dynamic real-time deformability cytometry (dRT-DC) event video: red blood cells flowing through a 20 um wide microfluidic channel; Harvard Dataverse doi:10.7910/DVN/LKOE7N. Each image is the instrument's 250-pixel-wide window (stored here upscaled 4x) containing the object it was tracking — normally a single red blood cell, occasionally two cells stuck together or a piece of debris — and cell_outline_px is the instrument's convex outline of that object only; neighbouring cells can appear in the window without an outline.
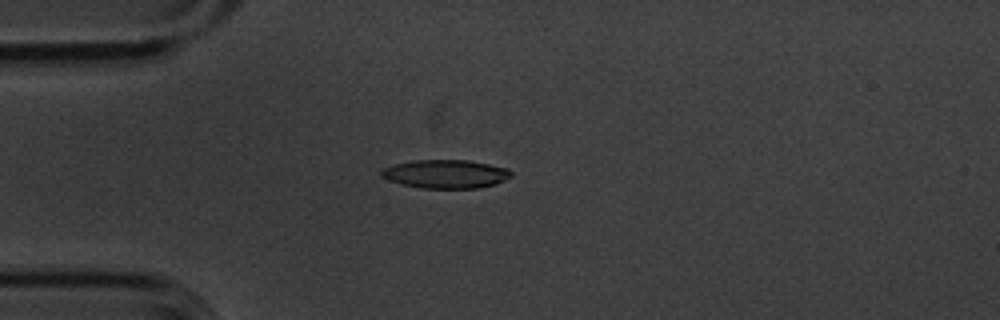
{"species": "common noctule bat (a hibernating species)", "species_latin": "Nyctalus noctula", "temperature_condition": "cold", "stored_images_in_passage": 3, "camera_frame_rate_fps": 3000, "um_per_image_px": 0.085, "animal": {"sex": "male", "body_mass_g": 20.1, "forearm_length_mm": 53.5}, "frame": {"image": 1, "passage_image": 1, "time_ms": 0.0, "image_size_px": [1000, 320], "cell_outline_px": [[512, 176], [496, 184], [476, 188], [420, 188], [400, 184], [388, 180], [380, 176], [380, 172], [384, 168], [392, 164], [412, 160], [468, 160], [508, 168], [512, 172]], "centroid_in_image_um": [37.85, 14.78], "position_along_channel_um": 47.1, "area_um2": 21.73}}
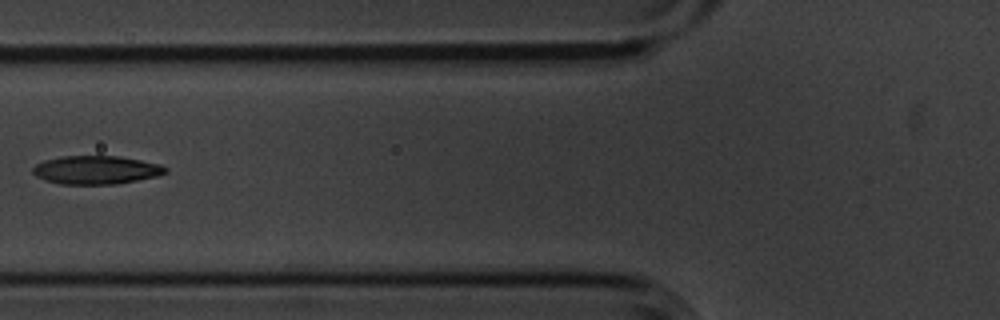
{"frame": {"image": 2, "passage_image": 3, "time_ms": 0.667, "image_size_px": [1000, 320], "cell_outline_px": [[168, 172], [156, 176], [116, 184], [60, 184], [44, 180], [36, 176], [32, 172], [32, 168], [36, 164], [44, 160], [64, 156], [120, 156], [160, 164], [168, 168]], "centroid_in_image_um": [8.16, 14.44], "position_along_channel_um": 117.6, "area_um2": 21.96}}